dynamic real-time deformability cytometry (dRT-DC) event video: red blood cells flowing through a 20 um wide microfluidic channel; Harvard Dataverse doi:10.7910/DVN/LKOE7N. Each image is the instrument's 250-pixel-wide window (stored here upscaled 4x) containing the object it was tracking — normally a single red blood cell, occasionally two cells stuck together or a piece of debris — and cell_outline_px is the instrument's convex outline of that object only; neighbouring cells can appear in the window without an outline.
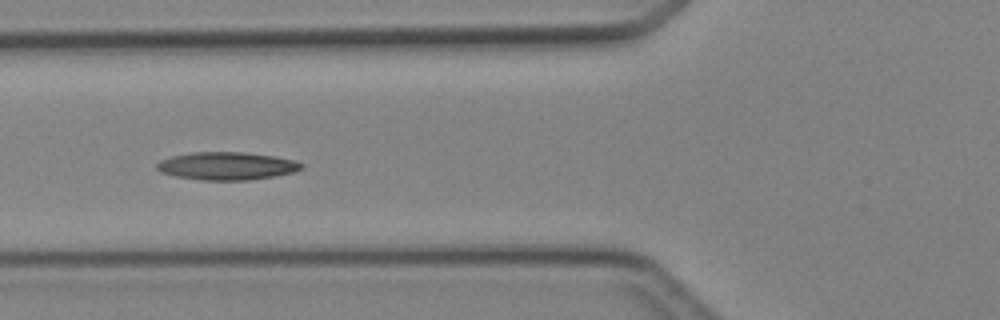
{"species": "Egyptian fruit bat (a non-hibernating species)", "species_latin": "Rousettus aegyptiacus", "temperature_condition": "cold", "stored_images_in_passage": 4, "camera_frame_rate_fps": 3000, "um_per_image_px": 0.085, "animal": {"sex": "female"}, "frame": {"image": 1, "passage_image": 4, "time_ms": 3.667, "image_size_px": [1000, 320], "cell_outline_px": [[304, 168], [292, 172], [276, 176], [248, 180], [204, 180], [176, 176], [160, 172], [156, 168], [156, 164], [160, 160], [172, 156], [192, 152], [244, 152], [272, 156], [292, 160], [304, 164]], "centroid_in_image_um": [19.26, 14.1], "position_along_channel_um": 106.5, "area_um2": 23.35}}